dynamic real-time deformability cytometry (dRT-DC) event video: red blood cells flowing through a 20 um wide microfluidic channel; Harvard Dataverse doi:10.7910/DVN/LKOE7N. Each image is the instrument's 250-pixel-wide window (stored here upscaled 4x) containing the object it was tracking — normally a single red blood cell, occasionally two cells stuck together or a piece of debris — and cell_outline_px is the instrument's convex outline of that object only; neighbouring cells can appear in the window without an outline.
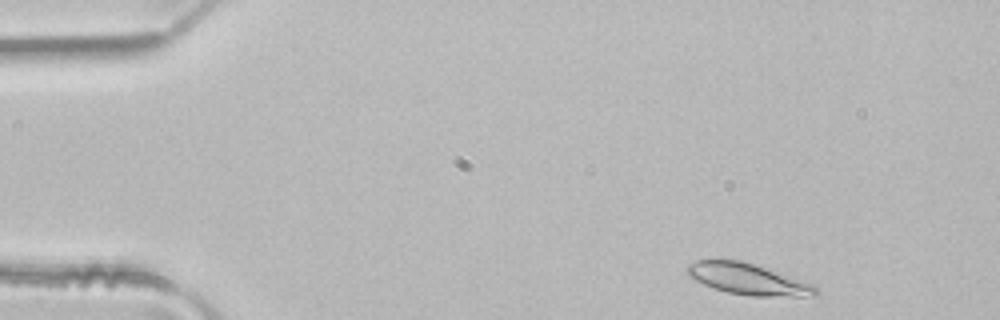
{"species": "common noctule bat (a hibernating species)", "species_latin": "Nyctalus noctula", "temperature_condition": "room temperature", "stored_images_in_passage": 45, "camera_frame_rate_fps": 3000, "um_per_image_px": 0.085, "animal": {"sex": "male", "body_mass_g": 21.5, "forearm_length_mm": 52.0}, "frame": {"image": 1, "passage_image": 2, "time_ms": 0.333, "image_size_px": [1000, 320], "cell_outline_px": [[820, 296], [752, 296], [728, 292], [712, 288], [688, 276], [684, 268], [688, 264], [696, 260], [740, 260], [756, 264], [812, 284], [820, 292]], "centroid_in_image_um": [63.56, 23.72], "position_along_channel_um": 21.4, "area_um2": 23.41}}
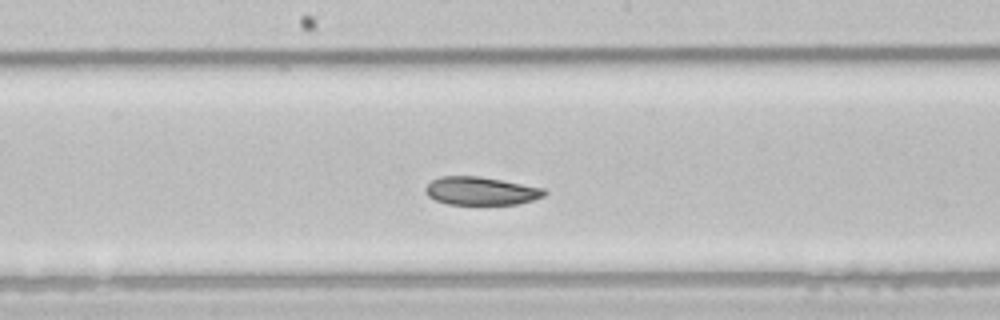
{"frame": {"image": 2, "passage_image": 22, "time_ms": 7.0, "image_size_px": [1000, 320], "cell_outline_px": [[548, 192], [544, 196], [520, 204], [448, 204], [436, 200], [428, 196], [424, 192], [424, 188], [432, 180], [440, 176], [480, 176], [544, 188]], "centroid_in_image_um": [40.87, 16.23], "position_along_channel_um": 207.3, "area_um2": 19.54}}
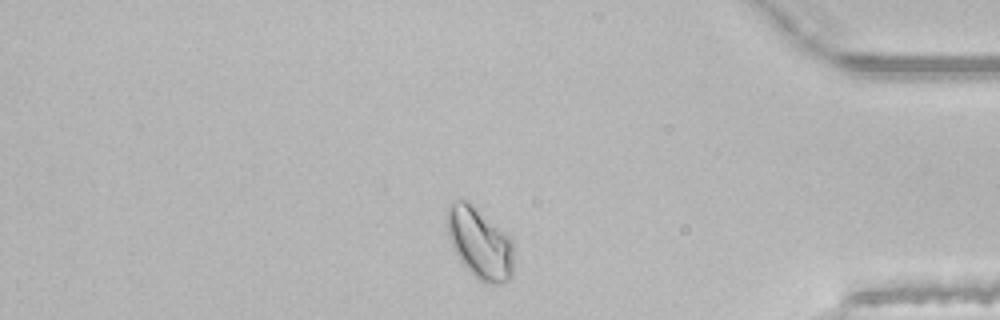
{"frame": {"image": 3, "passage_image": 38, "time_ms": 12.333, "image_size_px": [1000, 320], "cell_outline_px": [[512, 276], [508, 280], [500, 284], [492, 284], [480, 280], [460, 260], [448, 236], [448, 204], [460, 200], [468, 200], [504, 232], [512, 240]], "centroid_in_image_um": [40.79, 20.66], "position_along_channel_um": 394.4, "area_um2": 26.82}, "authors_computed_cell_mechanics": {"area_um2": 22.4842, "velocity_mm_per_s": 4.078, "shape_relaxation_time_tau1_ms": 5.9164, "shape_relaxation_time_tau2_ms": null, "deformation_change_tau1": 0.104, "deformation_change_tau2": null}}